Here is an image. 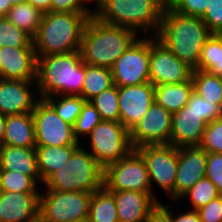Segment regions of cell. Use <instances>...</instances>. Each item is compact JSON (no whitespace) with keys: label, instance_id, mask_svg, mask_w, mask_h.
Segmentation results:
<instances>
[{"label":"cell","instance_id":"cell-44","mask_svg":"<svg viewBox=\"0 0 222 222\" xmlns=\"http://www.w3.org/2000/svg\"><path fill=\"white\" fill-rule=\"evenodd\" d=\"M170 205L160 202L151 212L147 222H173Z\"/></svg>","mask_w":222,"mask_h":222},{"label":"cell","instance_id":"cell-37","mask_svg":"<svg viewBox=\"0 0 222 222\" xmlns=\"http://www.w3.org/2000/svg\"><path fill=\"white\" fill-rule=\"evenodd\" d=\"M187 106L191 108L206 124L222 118V106L213 104L193 91Z\"/></svg>","mask_w":222,"mask_h":222},{"label":"cell","instance_id":"cell-4","mask_svg":"<svg viewBox=\"0 0 222 222\" xmlns=\"http://www.w3.org/2000/svg\"><path fill=\"white\" fill-rule=\"evenodd\" d=\"M85 63L80 51L37 57L36 94L39 99L54 95H80Z\"/></svg>","mask_w":222,"mask_h":222},{"label":"cell","instance_id":"cell-3","mask_svg":"<svg viewBox=\"0 0 222 222\" xmlns=\"http://www.w3.org/2000/svg\"><path fill=\"white\" fill-rule=\"evenodd\" d=\"M137 35L141 34L127 27L109 25L92 15L82 34V61L92 66L111 68L138 38Z\"/></svg>","mask_w":222,"mask_h":222},{"label":"cell","instance_id":"cell-17","mask_svg":"<svg viewBox=\"0 0 222 222\" xmlns=\"http://www.w3.org/2000/svg\"><path fill=\"white\" fill-rule=\"evenodd\" d=\"M207 152L200 146L178 148V168L175 181V200L205 177Z\"/></svg>","mask_w":222,"mask_h":222},{"label":"cell","instance_id":"cell-27","mask_svg":"<svg viewBox=\"0 0 222 222\" xmlns=\"http://www.w3.org/2000/svg\"><path fill=\"white\" fill-rule=\"evenodd\" d=\"M114 85L111 69L85 64V77L80 96L90 101L102 91Z\"/></svg>","mask_w":222,"mask_h":222},{"label":"cell","instance_id":"cell-33","mask_svg":"<svg viewBox=\"0 0 222 222\" xmlns=\"http://www.w3.org/2000/svg\"><path fill=\"white\" fill-rule=\"evenodd\" d=\"M37 182L30 176L17 171L0 170V191L40 193Z\"/></svg>","mask_w":222,"mask_h":222},{"label":"cell","instance_id":"cell-24","mask_svg":"<svg viewBox=\"0 0 222 222\" xmlns=\"http://www.w3.org/2000/svg\"><path fill=\"white\" fill-rule=\"evenodd\" d=\"M193 91L191 78L181 83L158 85L155 86L154 101L174 114L187 105Z\"/></svg>","mask_w":222,"mask_h":222},{"label":"cell","instance_id":"cell-18","mask_svg":"<svg viewBox=\"0 0 222 222\" xmlns=\"http://www.w3.org/2000/svg\"><path fill=\"white\" fill-rule=\"evenodd\" d=\"M31 86L35 88L36 81L0 78V114L7 116L32 112L39 98L35 95L37 90H31Z\"/></svg>","mask_w":222,"mask_h":222},{"label":"cell","instance_id":"cell-13","mask_svg":"<svg viewBox=\"0 0 222 222\" xmlns=\"http://www.w3.org/2000/svg\"><path fill=\"white\" fill-rule=\"evenodd\" d=\"M193 69L179 60L156 36H150L149 80L155 87L189 80Z\"/></svg>","mask_w":222,"mask_h":222},{"label":"cell","instance_id":"cell-40","mask_svg":"<svg viewBox=\"0 0 222 222\" xmlns=\"http://www.w3.org/2000/svg\"><path fill=\"white\" fill-rule=\"evenodd\" d=\"M205 177L210 179L222 195V154L207 153Z\"/></svg>","mask_w":222,"mask_h":222},{"label":"cell","instance_id":"cell-21","mask_svg":"<svg viewBox=\"0 0 222 222\" xmlns=\"http://www.w3.org/2000/svg\"><path fill=\"white\" fill-rule=\"evenodd\" d=\"M207 124L187 105L172 114L171 142L177 148L199 146Z\"/></svg>","mask_w":222,"mask_h":222},{"label":"cell","instance_id":"cell-14","mask_svg":"<svg viewBox=\"0 0 222 222\" xmlns=\"http://www.w3.org/2000/svg\"><path fill=\"white\" fill-rule=\"evenodd\" d=\"M172 114L155 101L130 131L133 149L144 145H169L171 142Z\"/></svg>","mask_w":222,"mask_h":222},{"label":"cell","instance_id":"cell-45","mask_svg":"<svg viewBox=\"0 0 222 222\" xmlns=\"http://www.w3.org/2000/svg\"><path fill=\"white\" fill-rule=\"evenodd\" d=\"M172 220L173 222H202L196 210H188L184 214L181 212L179 215H174L172 212Z\"/></svg>","mask_w":222,"mask_h":222},{"label":"cell","instance_id":"cell-35","mask_svg":"<svg viewBox=\"0 0 222 222\" xmlns=\"http://www.w3.org/2000/svg\"><path fill=\"white\" fill-rule=\"evenodd\" d=\"M33 47V38L11 23L7 17H0V47Z\"/></svg>","mask_w":222,"mask_h":222},{"label":"cell","instance_id":"cell-16","mask_svg":"<svg viewBox=\"0 0 222 222\" xmlns=\"http://www.w3.org/2000/svg\"><path fill=\"white\" fill-rule=\"evenodd\" d=\"M37 56L34 47H0V78L36 81Z\"/></svg>","mask_w":222,"mask_h":222},{"label":"cell","instance_id":"cell-7","mask_svg":"<svg viewBox=\"0 0 222 222\" xmlns=\"http://www.w3.org/2000/svg\"><path fill=\"white\" fill-rule=\"evenodd\" d=\"M92 193L40 192L39 217L45 222H87Z\"/></svg>","mask_w":222,"mask_h":222},{"label":"cell","instance_id":"cell-8","mask_svg":"<svg viewBox=\"0 0 222 222\" xmlns=\"http://www.w3.org/2000/svg\"><path fill=\"white\" fill-rule=\"evenodd\" d=\"M87 136L90 153L103 168L124 158L133 150L130 131L120 122L102 120Z\"/></svg>","mask_w":222,"mask_h":222},{"label":"cell","instance_id":"cell-34","mask_svg":"<svg viewBox=\"0 0 222 222\" xmlns=\"http://www.w3.org/2000/svg\"><path fill=\"white\" fill-rule=\"evenodd\" d=\"M220 195L221 194L217 190L214 183L210 179L204 177L200 179L192 188L186 191L180 199L189 197L192 204L191 207H193V209L190 208V210H198Z\"/></svg>","mask_w":222,"mask_h":222},{"label":"cell","instance_id":"cell-11","mask_svg":"<svg viewBox=\"0 0 222 222\" xmlns=\"http://www.w3.org/2000/svg\"><path fill=\"white\" fill-rule=\"evenodd\" d=\"M149 65L150 37H138L110 68L114 84L125 87L150 82Z\"/></svg>","mask_w":222,"mask_h":222},{"label":"cell","instance_id":"cell-15","mask_svg":"<svg viewBox=\"0 0 222 222\" xmlns=\"http://www.w3.org/2000/svg\"><path fill=\"white\" fill-rule=\"evenodd\" d=\"M118 95L119 122L131 131L154 103L155 87L150 82L118 87Z\"/></svg>","mask_w":222,"mask_h":222},{"label":"cell","instance_id":"cell-46","mask_svg":"<svg viewBox=\"0 0 222 222\" xmlns=\"http://www.w3.org/2000/svg\"><path fill=\"white\" fill-rule=\"evenodd\" d=\"M27 2L40 10L43 14L52 12V0H27Z\"/></svg>","mask_w":222,"mask_h":222},{"label":"cell","instance_id":"cell-23","mask_svg":"<svg viewBox=\"0 0 222 222\" xmlns=\"http://www.w3.org/2000/svg\"><path fill=\"white\" fill-rule=\"evenodd\" d=\"M2 145L35 148V123L32 112L7 115Z\"/></svg>","mask_w":222,"mask_h":222},{"label":"cell","instance_id":"cell-20","mask_svg":"<svg viewBox=\"0 0 222 222\" xmlns=\"http://www.w3.org/2000/svg\"><path fill=\"white\" fill-rule=\"evenodd\" d=\"M114 195L119 222H147L159 202L148 192L108 190Z\"/></svg>","mask_w":222,"mask_h":222},{"label":"cell","instance_id":"cell-41","mask_svg":"<svg viewBox=\"0 0 222 222\" xmlns=\"http://www.w3.org/2000/svg\"><path fill=\"white\" fill-rule=\"evenodd\" d=\"M212 0H178L173 11L187 16L201 17Z\"/></svg>","mask_w":222,"mask_h":222},{"label":"cell","instance_id":"cell-38","mask_svg":"<svg viewBox=\"0 0 222 222\" xmlns=\"http://www.w3.org/2000/svg\"><path fill=\"white\" fill-rule=\"evenodd\" d=\"M199 146L207 153L222 154V118L207 124Z\"/></svg>","mask_w":222,"mask_h":222},{"label":"cell","instance_id":"cell-47","mask_svg":"<svg viewBox=\"0 0 222 222\" xmlns=\"http://www.w3.org/2000/svg\"><path fill=\"white\" fill-rule=\"evenodd\" d=\"M177 1L178 0H154L162 11L173 9Z\"/></svg>","mask_w":222,"mask_h":222},{"label":"cell","instance_id":"cell-48","mask_svg":"<svg viewBox=\"0 0 222 222\" xmlns=\"http://www.w3.org/2000/svg\"><path fill=\"white\" fill-rule=\"evenodd\" d=\"M25 2H27V0H5V17L7 16L12 6L25 3Z\"/></svg>","mask_w":222,"mask_h":222},{"label":"cell","instance_id":"cell-51","mask_svg":"<svg viewBox=\"0 0 222 222\" xmlns=\"http://www.w3.org/2000/svg\"><path fill=\"white\" fill-rule=\"evenodd\" d=\"M0 17H5V0H0Z\"/></svg>","mask_w":222,"mask_h":222},{"label":"cell","instance_id":"cell-42","mask_svg":"<svg viewBox=\"0 0 222 222\" xmlns=\"http://www.w3.org/2000/svg\"><path fill=\"white\" fill-rule=\"evenodd\" d=\"M196 211L202 222H222V195Z\"/></svg>","mask_w":222,"mask_h":222},{"label":"cell","instance_id":"cell-52","mask_svg":"<svg viewBox=\"0 0 222 222\" xmlns=\"http://www.w3.org/2000/svg\"><path fill=\"white\" fill-rule=\"evenodd\" d=\"M38 222H45V221H43V220L39 217Z\"/></svg>","mask_w":222,"mask_h":222},{"label":"cell","instance_id":"cell-29","mask_svg":"<svg viewBox=\"0 0 222 222\" xmlns=\"http://www.w3.org/2000/svg\"><path fill=\"white\" fill-rule=\"evenodd\" d=\"M194 92L213 104L222 106V77L203 70H193Z\"/></svg>","mask_w":222,"mask_h":222},{"label":"cell","instance_id":"cell-50","mask_svg":"<svg viewBox=\"0 0 222 222\" xmlns=\"http://www.w3.org/2000/svg\"><path fill=\"white\" fill-rule=\"evenodd\" d=\"M83 3H85V5L87 4V2L91 3L92 1H94L95 3V7L93 8V12L97 10V8L102 4L103 0H81Z\"/></svg>","mask_w":222,"mask_h":222},{"label":"cell","instance_id":"cell-31","mask_svg":"<svg viewBox=\"0 0 222 222\" xmlns=\"http://www.w3.org/2000/svg\"><path fill=\"white\" fill-rule=\"evenodd\" d=\"M44 100L56 111L57 115L72 126L86 102L80 95H54Z\"/></svg>","mask_w":222,"mask_h":222},{"label":"cell","instance_id":"cell-39","mask_svg":"<svg viewBox=\"0 0 222 222\" xmlns=\"http://www.w3.org/2000/svg\"><path fill=\"white\" fill-rule=\"evenodd\" d=\"M201 18L212 34H222V0H212Z\"/></svg>","mask_w":222,"mask_h":222},{"label":"cell","instance_id":"cell-49","mask_svg":"<svg viewBox=\"0 0 222 222\" xmlns=\"http://www.w3.org/2000/svg\"><path fill=\"white\" fill-rule=\"evenodd\" d=\"M5 123H6V115L0 114V145H2V140L4 137Z\"/></svg>","mask_w":222,"mask_h":222},{"label":"cell","instance_id":"cell-12","mask_svg":"<svg viewBox=\"0 0 222 222\" xmlns=\"http://www.w3.org/2000/svg\"><path fill=\"white\" fill-rule=\"evenodd\" d=\"M36 146L81 145L74 137L73 126L66 123L44 100L39 99L32 111Z\"/></svg>","mask_w":222,"mask_h":222},{"label":"cell","instance_id":"cell-6","mask_svg":"<svg viewBox=\"0 0 222 222\" xmlns=\"http://www.w3.org/2000/svg\"><path fill=\"white\" fill-rule=\"evenodd\" d=\"M162 15L154 0H103L93 12V16L104 23L127 27L137 33L153 32L152 36L159 31Z\"/></svg>","mask_w":222,"mask_h":222},{"label":"cell","instance_id":"cell-28","mask_svg":"<svg viewBox=\"0 0 222 222\" xmlns=\"http://www.w3.org/2000/svg\"><path fill=\"white\" fill-rule=\"evenodd\" d=\"M6 17L11 23L33 38L37 33L43 13L29 2H25L12 6Z\"/></svg>","mask_w":222,"mask_h":222},{"label":"cell","instance_id":"cell-10","mask_svg":"<svg viewBox=\"0 0 222 222\" xmlns=\"http://www.w3.org/2000/svg\"><path fill=\"white\" fill-rule=\"evenodd\" d=\"M146 162L151 183L152 196L154 195L153 182L161 190L175 200V181L178 168V148L173 145H144L136 149Z\"/></svg>","mask_w":222,"mask_h":222},{"label":"cell","instance_id":"cell-5","mask_svg":"<svg viewBox=\"0 0 222 222\" xmlns=\"http://www.w3.org/2000/svg\"><path fill=\"white\" fill-rule=\"evenodd\" d=\"M83 147L80 145L64 166L43 181L45 189L94 193L103 187L104 168Z\"/></svg>","mask_w":222,"mask_h":222},{"label":"cell","instance_id":"cell-36","mask_svg":"<svg viewBox=\"0 0 222 222\" xmlns=\"http://www.w3.org/2000/svg\"><path fill=\"white\" fill-rule=\"evenodd\" d=\"M101 121L99 112L90 101H86L73 126L74 137L80 142V136H87Z\"/></svg>","mask_w":222,"mask_h":222},{"label":"cell","instance_id":"cell-22","mask_svg":"<svg viewBox=\"0 0 222 222\" xmlns=\"http://www.w3.org/2000/svg\"><path fill=\"white\" fill-rule=\"evenodd\" d=\"M0 170L21 172L32 177L37 183H43L37 166L35 148L0 145Z\"/></svg>","mask_w":222,"mask_h":222},{"label":"cell","instance_id":"cell-43","mask_svg":"<svg viewBox=\"0 0 222 222\" xmlns=\"http://www.w3.org/2000/svg\"><path fill=\"white\" fill-rule=\"evenodd\" d=\"M52 12L93 13L81 0H52Z\"/></svg>","mask_w":222,"mask_h":222},{"label":"cell","instance_id":"cell-2","mask_svg":"<svg viewBox=\"0 0 222 222\" xmlns=\"http://www.w3.org/2000/svg\"><path fill=\"white\" fill-rule=\"evenodd\" d=\"M92 15L93 13H44L33 37L36 56L80 51L84 27Z\"/></svg>","mask_w":222,"mask_h":222},{"label":"cell","instance_id":"cell-30","mask_svg":"<svg viewBox=\"0 0 222 222\" xmlns=\"http://www.w3.org/2000/svg\"><path fill=\"white\" fill-rule=\"evenodd\" d=\"M198 69L222 77V34H211L201 50Z\"/></svg>","mask_w":222,"mask_h":222},{"label":"cell","instance_id":"cell-26","mask_svg":"<svg viewBox=\"0 0 222 222\" xmlns=\"http://www.w3.org/2000/svg\"><path fill=\"white\" fill-rule=\"evenodd\" d=\"M87 222H119L114 195L104 186L92 193Z\"/></svg>","mask_w":222,"mask_h":222},{"label":"cell","instance_id":"cell-19","mask_svg":"<svg viewBox=\"0 0 222 222\" xmlns=\"http://www.w3.org/2000/svg\"><path fill=\"white\" fill-rule=\"evenodd\" d=\"M40 193L0 191V222H38Z\"/></svg>","mask_w":222,"mask_h":222},{"label":"cell","instance_id":"cell-1","mask_svg":"<svg viewBox=\"0 0 222 222\" xmlns=\"http://www.w3.org/2000/svg\"><path fill=\"white\" fill-rule=\"evenodd\" d=\"M211 32L201 17L187 16L176 11H163L156 38L179 60L198 70L201 50Z\"/></svg>","mask_w":222,"mask_h":222},{"label":"cell","instance_id":"cell-32","mask_svg":"<svg viewBox=\"0 0 222 222\" xmlns=\"http://www.w3.org/2000/svg\"><path fill=\"white\" fill-rule=\"evenodd\" d=\"M118 99V87L114 84L109 89L92 98L90 102L99 112L102 120L119 122L120 110Z\"/></svg>","mask_w":222,"mask_h":222},{"label":"cell","instance_id":"cell-25","mask_svg":"<svg viewBox=\"0 0 222 222\" xmlns=\"http://www.w3.org/2000/svg\"><path fill=\"white\" fill-rule=\"evenodd\" d=\"M79 146H36L37 166L42 182L64 166Z\"/></svg>","mask_w":222,"mask_h":222},{"label":"cell","instance_id":"cell-9","mask_svg":"<svg viewBox=\"0 0 222 222\" xmlns=\"http://www.w3.org/2000/svg\"><path fill=\"white\" fill-rule=\"evenodd\" d=\"M103 186L107 190H133L152 195L146 162L136 149L104 168Z\"/></svg>","mask_w":222,"mask_h":222}]
</instances>
